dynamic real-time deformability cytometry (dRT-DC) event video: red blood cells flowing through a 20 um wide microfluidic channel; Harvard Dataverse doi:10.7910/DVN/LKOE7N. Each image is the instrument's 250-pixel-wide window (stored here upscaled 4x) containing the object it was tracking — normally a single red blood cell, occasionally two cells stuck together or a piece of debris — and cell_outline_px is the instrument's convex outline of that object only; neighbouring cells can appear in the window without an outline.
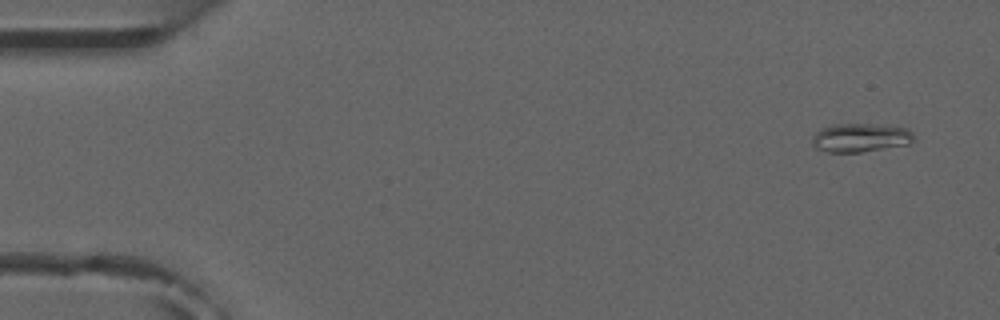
{"species": "common noctule bat (a hibernating species)", "species_latin": "Nyctalus noctula", "temperature_condition": "room temperature", "stored_images_in_passage": 4, "camera_frame_rate_fps": 3000, "um_per_image_px": 0.085, "animal": {"sex": "male", "forearm_length_mm": 52.5}, "frame": {"image": 1, "passage_image": 1, "time_ms": 0.0, "image_size_px": [1000, 320], "cell_outline_px": [[916, 140], [908, 144], [860, 152], [828, 152], [812, 148], [812, 136], [820, 128], [832, 124], [884, 124], [908, 128], [912, 132]], "centroid_in_image_um": [73.12, 11.69], "position_along_channel_um": 11.9, "area_um2": 17.34}}
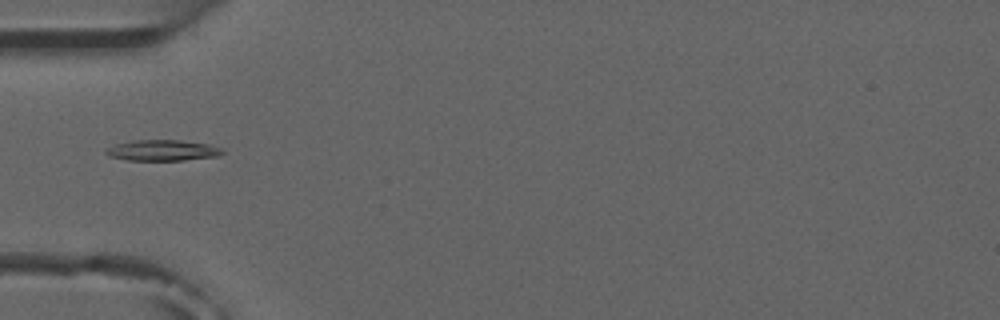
{"frame": {"image": 2, "passage_image": 4, "time_ms": 4.667, "image_size_px": [1000, 320], "cell_outline_px": [[224, 152], [220, 156], [184, 160], [128, 160], [108, 156], [104, 152], [104, 148], [116, 144], [132, 140], [180, 140], [208, 144], [224, 148]], "centroid_in_image_um": [13.82, 12.78], "position_along_channel_um": 71.2, "area_um2": 14.33}}